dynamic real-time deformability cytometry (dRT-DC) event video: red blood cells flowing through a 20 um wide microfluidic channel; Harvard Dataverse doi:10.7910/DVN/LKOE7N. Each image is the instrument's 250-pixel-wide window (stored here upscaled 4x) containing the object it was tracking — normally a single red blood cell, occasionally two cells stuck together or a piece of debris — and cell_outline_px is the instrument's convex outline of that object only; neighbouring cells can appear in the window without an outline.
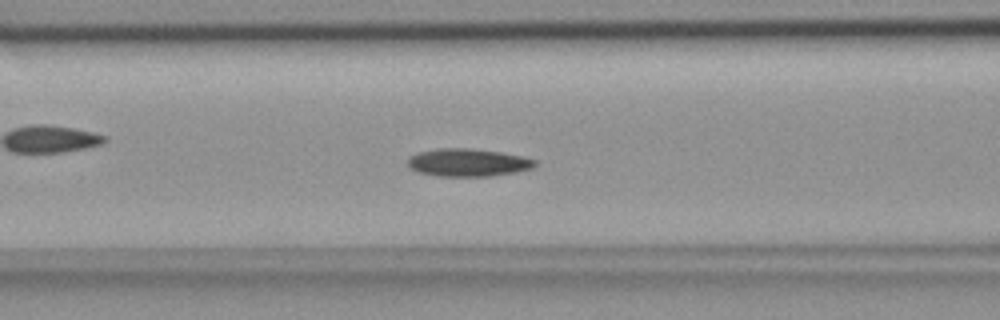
{"species": "common noctule bat (a hibernating species)", "species_latin": "Nyctalus noctula", "temperature_condition": "room temperature", "stored_images_in_passage": 53, "camera_frame_rate_fps": 3000, "um_per_image_px": 0.085, "animal": {"sex": "female", "body_mass_g": 18.4}, "frame": {"image": 1, "passage_image": 20, "time_ms": 6.333, "image_size_px": [1000, 320], "cell_outline_px": [[536, 164], [532, 168], [516, 172], [492, 176], [436, 176], [420, 172], [412, 168], [408, 164], [408, 160], [412, 156], [420, 152], [436, 148], [468, 148], [500, 152], [520, 156], [536, 160]], "centroid_in_image_um": [39.8, 13.82], "position_along_channel_um": 126.8, "area_um2": 20.35}}
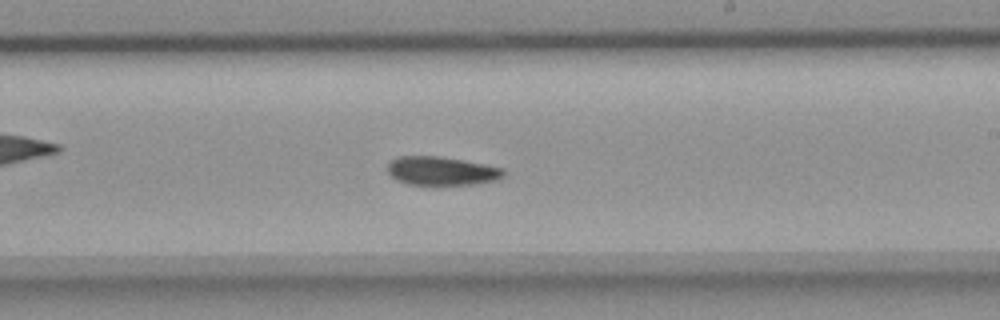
{"frame": {"image": 2, "passage_image": 30, "time_ms": 9.667, "image_size_px": [1000, 320], "cell_outline_px": [[504, 176], [500, 180], [472, 184], [432, 188], [408, 184], [396, 180], [388, 172], [388, 164], [396, 156], [440, 156], [484, 164], [504, 168]], "centroid_in_image_um": [37.53, 14.58], "position_along_channel_um": 251.5, "area_um2": 20.23}}
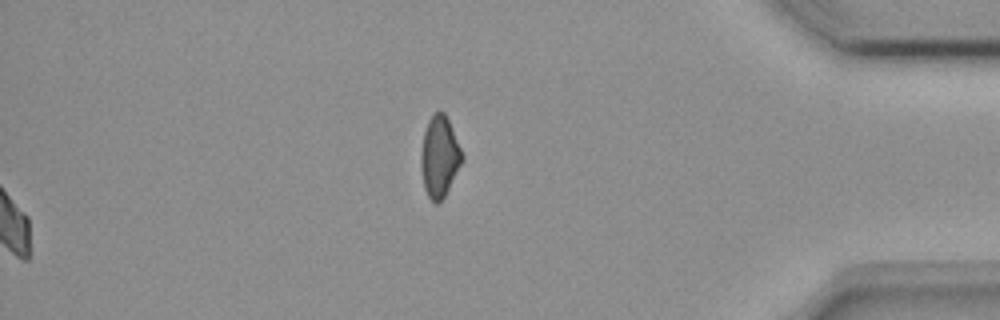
{"frame": {"image": 3, "passage_image": 53, "time_ms": 17.333, "image_size_px": [1000, 320], "cell_outline_px": [[464, 160], [444, 196], [436, 204], [428, 196], [424, 188], [420, 168], [420, 152], [424, 132], [428, 120], [432, 112], [444, 112], [448, 120], [464, 156]], "centroid_in_image_um": [37.34, 13.3], "position_along_channel_um": 397.9, "area_um2": 19.42}, "authors_computed_cell_mechanics": {"area_um2": 19.652, "velocity_mm_per_s": 3.7615, "shape_relaxation_time_tau1_ms": 4.8838, "shape_relaxation_time_tau2_ms": null, "deformation_change_tau1": 0.1241, "deformation_change_tau2": null}}